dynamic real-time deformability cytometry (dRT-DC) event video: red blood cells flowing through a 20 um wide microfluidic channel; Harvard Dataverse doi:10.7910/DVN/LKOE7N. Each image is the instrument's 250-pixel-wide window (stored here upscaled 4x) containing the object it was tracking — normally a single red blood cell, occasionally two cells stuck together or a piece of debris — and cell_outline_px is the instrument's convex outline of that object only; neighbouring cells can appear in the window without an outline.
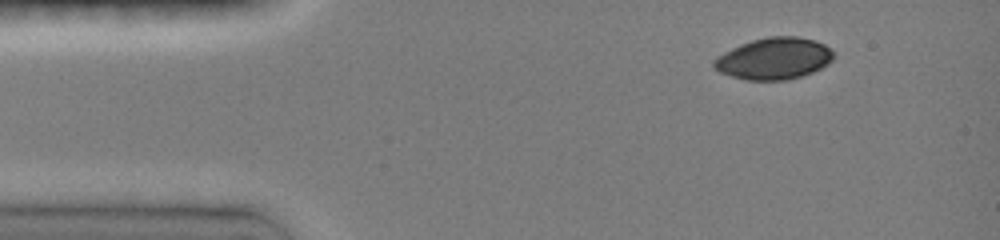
{"species": "common noctule bat (a hibernating species)", "species_latin": "Nyctalus noctula", "temperature_condition": "room temperature", "stored_images_in_passage": 7, "camera_frame_rate_fps": 3000, "um_per_image_px": 0.085, "animal": {"sex": "female", "body_mass_g": 19.0, "forearm_length_mm": 51.5}, "frame": {"image": 1, "passage_image": 1, "time_ms": 0.0, "image_size_px": [1000, 240], "cell_outline_px": [[832, 60], [828, 64], [812, 72], [788, 80], [744, 80], [720, 72], [712, 64], [712, 60], [716, 56], [740, 44], [752, 40], [768, 36], [796, 36], [816, 40], [832, 48]], "centroid_in_image_um": [65.78, 4.97], "position_along_channel_um": 19.2, "area_um2": 29.13}}
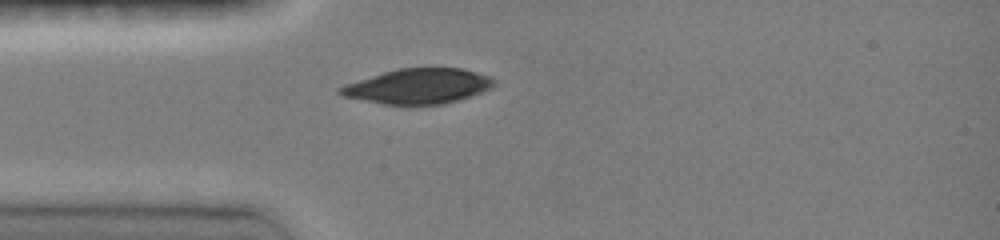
{"frame": {"image": 2, "passage_image": 6, "time_ms": 2.333, "image_size_px": [1000, 240], "cell_outline_px": [[496, 84], [480, 92], [460, 100], [444, 104], [384, 104], [340, 96], [336, 92], [336, 88], [344, 84], [384, 72], [400, 68], [464, 68], [488, 76], [496, 80]], "centroid_in_image_um": [35.5, 7.33], "position_along_channel_um": 49.5, "area_um2": 31.39}}